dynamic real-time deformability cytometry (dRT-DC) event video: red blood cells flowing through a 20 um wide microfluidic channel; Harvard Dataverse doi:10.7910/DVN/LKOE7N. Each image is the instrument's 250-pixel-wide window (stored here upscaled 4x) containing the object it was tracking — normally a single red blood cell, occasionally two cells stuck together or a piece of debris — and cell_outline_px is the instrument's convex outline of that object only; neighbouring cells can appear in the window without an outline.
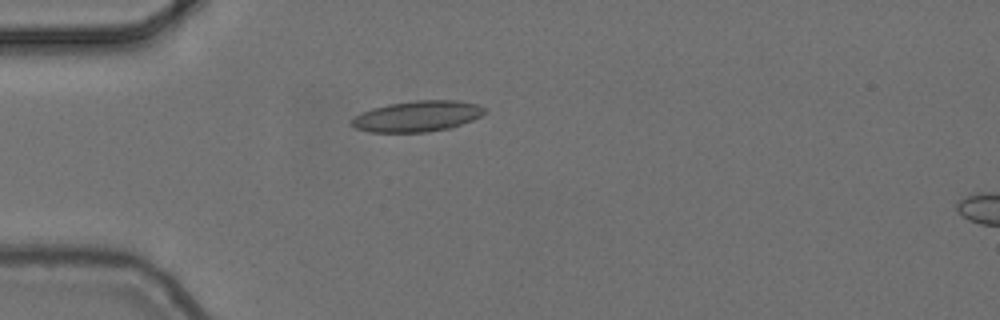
{"species": "common noctule bat (a hibernating species)", "species_latin": "Nyctalus noctula", "temperature_condition": "cold", "stored_images_in_passage": 1, "camera_frame_rate_fps": 3000, "um_per_image_px": 0.085, "animal": {"sex": "female", "body_mass_g": 24.6, "forearm_length_mm": 56.2}, "frame": {"image": 1, "passage_image": 1, "time_ms": 0.0, "image_size_px": [1000, 320], "cell_outline_px": [[488, 112], [472, 120], [452, 128], [428, 132], [372, 132], [356, 128], [348, 124], [356, 116], [372, 108], [388, 104], [416, 100], [456, 100], [476, 104], [484, 108]], "centroid_in_image_um": [35.5, 9.88], "position_along_channel_um": 49.5, "area_um2": 23.87}}